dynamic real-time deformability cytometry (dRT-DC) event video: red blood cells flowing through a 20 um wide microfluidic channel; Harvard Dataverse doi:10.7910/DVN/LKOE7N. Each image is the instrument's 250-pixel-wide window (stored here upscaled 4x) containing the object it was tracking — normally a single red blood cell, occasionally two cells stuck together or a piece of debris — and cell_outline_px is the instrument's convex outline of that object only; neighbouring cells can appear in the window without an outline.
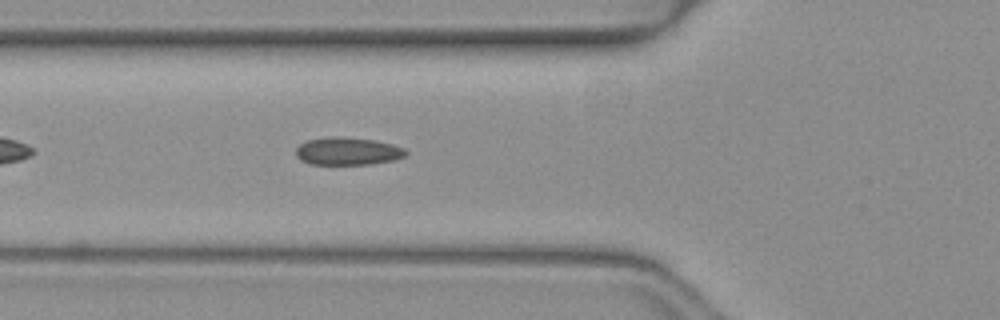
{"species": "common noctule bat (a hibernating species)", "species_latin": "Nyctalus noctula", "temperature_condition": "warm", "stored_images_in_passage": 44, "camera_frame_rate_fps": 3000, "um_per_image_px": 0.085, "animal": {"sex": "female", "body_mass_g": 19.3, "forearm_length_mm": 54.1}, "frame": {"image": 1, "passage_image": 19, "time_ms": 6.0, "image_size_px": [1000, 320], "cell_outline_px": [[408, 156], [396, 160], [372, 164], [308, 164], [300, 160], [296, 156], [296, 148], [304, 140], [336, 136], [344, 136], [372, 140], [392, 144], [404, 148], [408, 152]], "centroid_in_image_um": [29.56, 12.85], "position_along_channel_um": 96.2, "area_um2": 18.03}}
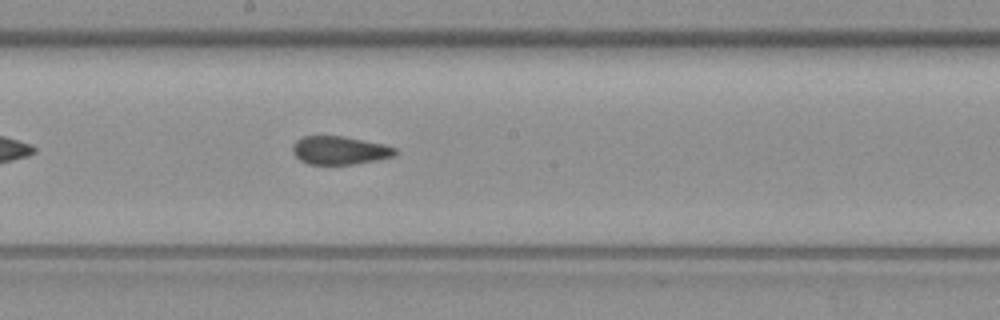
{"frame": {"image": 2, "passage_image": 28, "time_ms": 9.0, "image_size_px": [1000, 320], "cell_outline_px": [[400, 152], [396, 156], [376, 160], [352, 164], [308, 164], [300, 160], [292, 152], [292, 144], [296, 140], [304, 136], [344, 136], [384, 144], [396, 148]], "centroid_in_image_um": [28.89, 12.77], "position_along_channel_um": 219.3, "area_um2": 17.05}}
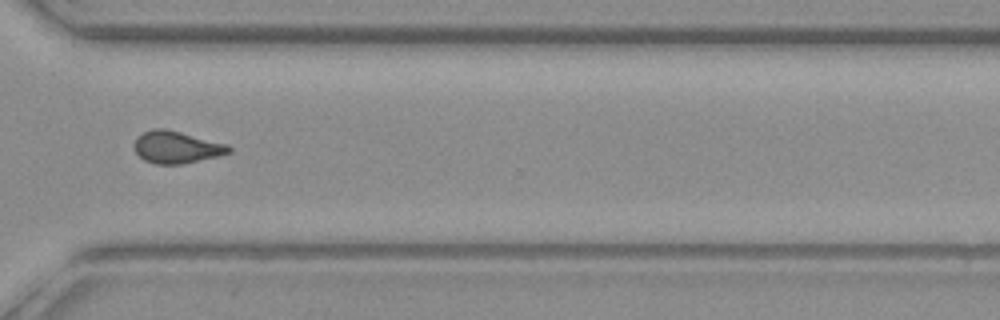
{"frame": {"image": 3, "passage_image": 38, "time_ms": 12.333, "image_size_px": [1000, 320], "cell_outline_px": [[232, 152], [220, 156], [180, 164], [156, 164], [144, 160], [136, 152], [136, 136], [144, 132], [156, 128], [164, 128], [228, 144], [232, 148]], "centroid_in_image_um": [15.05, 12.51], "position_along_channel_um": 355.6, "area_um2": 17.57}, "authors_computed_cell_mechanics": {"area_um2": 17.6579, "velocity_mm_per_s": 4.0897, "shape_relaxation_time_tau1_ms": null, "shape_relaxation_time_tau2_ms": 0.9574, "deformation_change_tau1": null, "deformation_change_tau2": 0.0722}}